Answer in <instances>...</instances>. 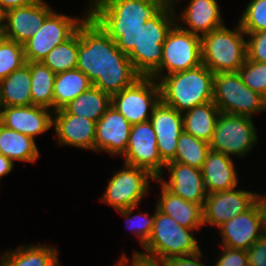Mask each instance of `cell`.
Masks as SVG:
<instances>
[{
    "instance_id": "6da1fadb",
    "label": "cell",
    "mask_w": 266,
    "mask_h": 266,
    "mask_svg": "<svg viewBox=\"0 0 266 266\" xmlns=\"http://www.w3.org/2000/svg\"><path fill=\"white\" fill-rule=\"evenodd\" d=\"M76 68L88 77L92 86L110 97L141 77L128 55L90 15L78 26Z\"/></svg>"
},
{
    "instance_id": "7a4b0ae2",
    "label": "cell",
    "mask_w": 266,
    "mask_h": 266,
    "mask_svg": "<svg viewBox=\"0 0 266 266\" xmlns=\"http://www.w3.org/2000/svg\"><path fill=\"white\" fill-rule=\"evenodd\" d=\"M89 15L126 55L139 44L147 20L155 17L170 0H89Z\"/></svg>"
},
{
    "instance_id": "3957f363",
    "label": "cell",
    "mask_w": 266,
    "mask_h": 266,
    "mask_svg": "<svg viewBox=\"0 0 266 266\" xmlns=\"http://www.w3.org/2000/svg\"><path fill=\"white\" fill-rule=\"evenodd\" d=\"M214 76L203 63L166 75L158 81L161 101L180 113L213 101Z\"/></svg>"
},
{
    "instance_id": "277c9868",
    "label": "cell",
    "mask_w": 266,
    "mask_h": 266,
    "mask_svg": "<svg viewBox=\"0 0 266 266\" xmlns=\"http://www.w3.org/2000/svg\"><path fill=\"white\" fill-rule=\"evenodd\" d=\"M225 25L201 37L202 63L214 74L238 72L247 59V39L240 24Z\"/></svg>"
},
{
    "instance_id": "5b68a950",
    "label": "cell",
    "mask_w": 266,
    "mask_h": 266,
    "mask_svg": "<svg viewBox=\"0 0 266 266\" xmlns=\"http://www.w3.org/2000/svg\"><path fill=\"white\" fill-rule=\"evenodd\" d=\"M175 7L170 1L155 17L147 20L139 44L128 54L135 71L142 77H150L160 67L163 43L177 23Z\"/></svg>"
},
{
    "instance_id": "8992f818",
    "label": "cell",
    "mask_w": 266,
    "mask_h": 266,
    "mask_svg": "<svg viewBox=\"0 0 266 266\" xmlns=\"http://www.w3.org/2000/svg\"><path fill=\"white\" fill-rule=\"evenodd\" d=\"M193 229L181 226L173 218L155 209L151 235L143 254L165 260L173 256L196 253L201 250Z\"/></svg>"
},
{
    "instance_id": "52a82bcc",
    "label": "cell",
    "mask_w": 266,
    "mask_h": 266,
    "mask_svg": "<svg viewBox=\"0 0 266 266\" xmlns=\"http://www.w3.org/2000/svg\"><path fill=\"white\" fill-rule=\"evenodd\" d=\"M213 102L225 114L252 118L266 111V98L248 88L239 72L215 74Z\"/></svg>"
},
{
    "instance_id": "ba28073f",
    "label": "cell",
    "mask_w": 266,
    "mask_h": 266,
    "mask_svg": "<svg viewBox=\"0 0 266 266\" xmlns=\"http://www.w3.org/2000/svg\"><path fill=\"white\" fill-rule=\"evenodd\" d=\"M200 64H202L201 37L182 29L176 23L163 43L160 67L150 77L159 81L166 75L186 71Z\"/></svg>"
},
{
    "instance_id": "9c48e42d",
    "label": "cell",
    "mask_w": 266,
    "mask_h": 266,
    "mask_svg": "<svg viewBox=\"0 0 266 266\" xmlns=\"http://www.w3.org/2000/svg\"><path fill=\"white\" fill-rule=\"evenodd\" d=\"M256 131L251 117L220 113L210 150L243 158L258 141Z\"/></svg>"
},
{
    "instance_id": "30bf717a",
    "label": "cell",
    "mask_w": 266,
    "mask_h": 266,
    "mask_svg": "<svg viewBox=\"0 0 266 266\" xmlns=\"http://www.w3.org/2000/svg\"><path fill=\"white\" fill-rule=\"evenodd\" d=\"M122 168L112 175L101 196L102 202L115 210L140 205L150 188L149 181L157 179L149 171L140 167L124 164Z\"/></svg>"
},
{
    "instance_id": "8fae6325",
    "label": "cell",
    "mask_w": 266,
    "mask_h": 266,
    "mask_svg": "<svg viewBox=\"0 0 266 266\" xmlns=\"http://www.w3.org/2000/svg\"><path fill=\"white\" fill-rule=\"evenodd\" d=\"M85 10L81 18L63 15L54 10L33 37L23 44L26 62H42L55 46L69 39L89 15V8Z\"/></svg>"
},
{
    "instance_id": "7c38bea8",
    "label": "cell",
    "mask_w": 266,
    "mask_h": 266,
    "mask_svg": "<svg viewBox=\"0 0 266 266\" xmlns=\"http://www.w3.org/2000/svg\"><path fill=\"white\" fill-rule=\"evenodd\" d=\"M160 100V86L157 80L141 76L132 85L114 94L111 97V105L133 125L149 121L154 107Z\"/></svg>"
},
{
    "instance_id": "4fadbf2b",
    "label": "cell",
    "mask_w": 266,
    "mask_h": 266,
    "mask_svg": "<svg viewBox=\"0 0 266 266\" xmlns=\"http://www.w3.org/2000/svg\"><path fill=\"white\" fill-rule=\"evenodd\" d=\"M124 164L149 171L157 179L163 176L166 163L159 155L156 133L150 121L131 126Z\"/></svg>"
},
{
    "instance_id": "5bb4252c",
    "label": "cell",
    "mask_w": 266,
    "mask_h": 266,
    "mask_svg": "<svg viewBox=\"0 0 266 266\" xmlns=\"http://www.w3.org/2000/svg\"><path fill=\"white\" fill-rule=\"evenodd\" d=\"M218 229L222 246L247 251L266 233L260 204L256 201L247 211L228 220Z\"/></svg>"
},
{
    "instance_id": "9a60e30c",
    "label": "cell",
    "mask_w": 266,
    "mask_h": 266,
    "mask_svg": "<svg viewBox=\"0 0 266 266\" xmlns=\"http://www.w3.org/2000/svg\"><path fill=\"white\" fill-rule=\"evenodd\" d=\"M257 194L238 188L207 194L203 206L204 225L220 227L247 211L257 201Z\"/></svg>"
},
{
    "instance_id": "2e32d148",
    "label": "cell",
    "mask_w": 266,
    "mask_h": 266,
    "mask_svg": "<svg viewBox=\"0 0 266 266\" xmlns=\"http://www.w3.org/2000/svg\"><path fill=\"white\" fill-rule=\"evenodd\" d=\"M53 11L44 0L7 10L3 37L23 45L33 37Z\"/></svg>"
},
{
    "instance_id": "e0dca14e",
    "label": "cell",
    "mask_w": 266,
    "mask_h": 266,
    "mask_svg": "<svg viewBox=\"0 0 266 266\" xmlns=\"http://www.w3.org/2000/svg\"><path fill=\"white\" fill-rule=\"evenodd\" d=\"M131 124L113 105L96 122L94 152L121 156L126 152Z\"/></svg>"
},
{
    "instance_id": "ac0fdd59",
    "label": "cell",
    "mask_w": 266,
    "mask_h": 266,
    "mask_svg": "<svg viewBox=\"0 0 266 266\" xmlns=\"http://www.w3.org/2000/svg\"><path fill=\"white\" fill-rule=\"evenodd\" d=\"M149 121L156 133L160 157L165 163L170 162L176 155L178 139L184 131L182 113L160 100Z\"/></svg>"
},
{
    "instance_id": "d6986e66",
    "label": "cell",
    "mask_w": 266,
    "mask_h": 266,
    "mask_svg": "<svg viewBox=\"0 0 266 266\" xmlns=\"http://www.w3.org/2000/svg\"><path fill=\"white\" fill-rule=\"evenodd\" d=\"M166 169L170 175L169 181L160 176L156 182H161L168 190L186 201L203 207L207 192L201 169L178 162H167Z\"/></svg>"
},
{
    "instance_id": "ffe728a7",
    "label": "cell",
    "mask_w": 266,
    "mask_h": 266,
    "mask_svg": "<svg viewBox=\"0 0 266 266\" xmlns=\"http://www.w3.org/2000/svg\"><path fill=\"white\" fill-rule=\"evenodd\" d=\"M53 113V110L37 105L2 107L0 123L35 140L53 127Z\"/></svg>"
},
{
    "instance_id": "44dd1931",
    "label": "cell",
    "mask_w": 266,
    "mask_h": 266,
    "mask_svg": "<svg viewBox=\"0 0 266 266\" xmlns=\"http://www.w3.org/2000/svg\"><path fill=\"white\" fill-rule=\"evenodd\" d=\"M53 127L59 145H69L94 152L96 122L67 113L63 108L53 113Z\"/></svg>"
},
{
    "instance_id": "7402d4cb",
    "label": "cell",
    "mask_w": 266,
    "mask_h": 266,
    "mask_svg": "<svg viewBox=\"0 0 266 266\" xmlns=\"http://www.w3.org/2000/svg\"><path fill=\"white\" fill-rule=\"evenodd\" d=\"M221 15L217 0H190L185 9L179 13L180 17L176 16V22L182 29L202 37L224 26Z\"/></svg>"
},
{
    "instance_id": "603a6c76",
    "label": "cell",
    "mask_w": 266,
    "mask_h": 266,
    "mask_svg": "<svg viewBox=\"0 0 266 266\" xmlns=\"http://www.w3.org/2000/svg\"><path fill=\"white\" fill-rule=\"evenodd\" d=\"M232 157L209 150L201 168L207 194L238 187V176Z\"/></svg>"
},
{
    "instance_id": "cb8c5ba5",
    "label": "cell",
    "mask_w": 266,
    "mask_h": 266,
    "mask_svg": "<svg viewBox=\"0 0 266 266\" xmlns=\"http://www.w3.org/2000/svg\"><path fill=\"white\" fill-rule=\"evenodd\" d=\"M161 191L158 195L156 208L165 215L173 218L181 226L198 230L204 226L203 207L188 202L168 190L161 182Z\"/></svg>"
},
{
    "instance_id": "d4e9b609",
    "label": "cell",
    "mask_w": 266,
    "mask_h": 266,
    "mask_svg": "<svg viewBox=\"0 0 266 266\" xmlns=\"http://www.w3.org/2000/svg\"><path fill=\"white\" fill-rule=\"evenodd\" d=\"M11 250V251H10ZM0 255V266H59L56 247L31 244L18 246Z\"/></svg>"
},
{
    "instance_id": "484cf974",
    "label": "cell",
    "mask_w": 266,
    "mask_h": 266,
    "mask_svg": "<svg viewBox=\"0 0 266 266\" xmlns=\"http://www.w3.org/2000/svg\"><path fill=\"white\" fill-rule=\"evenodd\" d=\"M0 101L2 107L32 105L31 72L27 64L0 81Z\"/></svg>"
},
{
    "instance_id": "4316f807",
    "label": "cell",
    "mask_w": 266,
    "mask_h": 266,
    "mask_svg": "<svg viewBox=\"0 0 266 266\" xmlns=\"http://www.w3.org/2000/svg\"><path fill=\"white\" fill-rule=\"evenodd\" d=\"M220 110L213 101L182 113L184 132L210 143Z\"/></svg>"
},
{
    "instance_id": "83f0119b",
    "label": "cell",
    "mask_w": 266,
    "mask_h": 266,
    "mask_svg": "<svg viewBox=\"0 0 266 266\" xmlns=\"http://www.w3.org/2000/svg\"><path fill=\"white\" fill-rule=\"evenodd\" d=\"M35 140L0 123V153L14 161L33 163L40 153Z\"/></svg>"
},
{
    "instance_id": "f1b7e54d",
    "label": "cell",
    "mask_w": 266,
    "mask_h": 266,
    "mask_svg": "<svg viewBox=\"0 0 266 266\" xmlns=\"http://www.w3.org/2000/svg\"><path fill=\"white\" fill-rule=\"evenodd\" d=\"M92 86L88 77L77 68L56 74L54 79V111L63 108Z\"/></svg>"
},
{
    "instance_id": "f546056e",
    "label": "cell",
    "mask_w": 266,
    "mask_h": 266,
    "mask_svg": "<svg viewBox=\"0 0 266 266\" xmlns=\"http://www.w3.org/2000/svg\"><path fill=\"white\" fill-rule=\"evenodd\" d=\"M111 105V97L99 88L91 86L63 109L72 115L86 117L97 122Z\"/></svg>"
},
{
    "instance_id": "4dcf8cb0",
    "label": "cell",
    "mask_w": 266,
    "mask_h": 266,
    "mask_svg": "<svg viewBox=\"0 0 266 266\" xmlns=\"http://www.w3.org/2000/svg\"><path fill=\"white\" fill-rule=\"evenodd\" d=\"M31 72L32 105L54 111L53 86L56 74L42 62H26Z\"/></svg>"
},
{
    "instance_id": "1f68e13d",
    "label": "cell",
    "mask_w": 266,
    "mask_h": 266,
    "mask_svg": "<svg viewBox=\"0 0 266 266\" xmlns=\"http://www.w3.org/2000/svg\"><path fill=\"white\" fill-rule=\"evenodd\" d=\"M77 62L78 28L69 39L55 46L42 61L55 74L75 69Z\"/></svg>"
},
{
    "instance_id": "d6a6232c",
    "label": "cell",
    "mask_w": 266,
    "mask_h": 266,
    "mask_svg": "<svg viewBox=\"0 0 266 266\" xmlns=\"http://www.w3.org/2000/svg\"><path fill=\"white\" fill-rule=\"evenodd\" d=\"M209 150V143L183 131L178 139L176 155L170 162L201 169Z\"/></svg>"
},
{
    "instance_id": "836d02e7",
    "label": "cell",
    "mask_w": 266,
    "mask_h": 266,
    "mask_svg": "<svg viewBox=\"0 0 266 266\" xmlns=\"http://www.w3.org/2000/svg\"><path fill=\"white\" fill-rule=\"evenodd\" d=\"M26 64L22 44L0 38V81Z\"/></svg>"
},
{
    "instance_id": "e575fe53",
    "label": "cell",
    "mask_w": 266,
    "mask_h": 266,
    "mask_svg": "<svg viewBox=\"0 0 266 266\" xmlns=\"http://www.w3.org/2000/svg\"><path fill=\"white\" fill-rule=\"evenodd\" d=\"M137 207L138 206H134L116 211L121 213V215L126 218V221L128 222L127 226H129V231L137 236L140 246H142L143 248L152 232L155 220V211L153 214H150L152 215L151 217H149L150 215L147 212L141 214L139 213L133 216L132 213L134 210H136Z\"/></svg>"
},
{
    "instance_id": "d590c367",
    "label": "cell",
    "mask_w": 266,
    "mask_h": 266,
    "mask_svg": "<svg viewBox=\"0 0 266 266\" xmlns=\"http://www.w3.org/2000/svg\"><path fill=\"white\" fill-rule=\"evenodd\" d=\"M238 23L245 33L266 30V0H250Z\"/></svg>"
},
{
    "instance_id": "8d00e7d4",
    "label": "cell",
    "mask_w": 266,
    "mask_h": 266,
    "mask_svg": "<svg viewBox=\"0 0 266 266\" xmlns=\"http://www.w3.org/2000/svg\"><path fill=\"white\" fill-rule=\"evenodd\" d=\"M238 72L248 88L266 98V63L246 59Z\"/></svg>"
},
{
    "instance_id": "74e56055",
    "label": "cell",
    "mask_w": 266,
    "mask_h": 266,
    "mask_svg": "<svg viewBox=\"0 0 266 266\" xmlns=\"http://www.w3.org/2000/svg\"><path fill=\"white\" fill-rule=\"evenodd\" d=\"M247 38V59L266 63V30L245 33Z\"/></svg>"
},
{
    "instance_id": "f35d334b",
    "label": "cell",
    "mask_w": 266,
    "mask_h": 266,
    "mask_svg": "<svg viewBox=\"0 0 266 266\" xmlns=\"http://www.w3.org/2000/svg\"><path fill=\"white\" fill-rule=\"evenodd\" d=\"M221 255L215 260L214 266H249L247 251L221 246Z\"/></svg>"
},
{
    "instance_id": "ab89813d",
    "label": "cell",
    "mask_w": 266,
    "mask_h": 266,
    "mask_svg": "<svg viewBox=\"0 0 266 266\" xmlns=\"http://www.w3.org/2000/svg\"><path fill=\"white\" fill-rule=\"evenodd\" d=\"M131 261L132 264L129 263V258L125 254H122L120 259L115 263V266H164L163 260L157 259L156 257H152L135 250L133 251Z\"/></svg>"
},
{
    "instance_id": "60d3db41",
    "label": "cell",
    "mask_w": 266,
    "mask_h": 266,
    "mask_svg": "<svg viewBox=\"0 0 266 266\" xmlns=\"http://www.w3.org/2000/svg\"><path fill=\"white\" fill-rule=\"evenodd\" d=\"M247 260L249 266H266V233L247 250Z\"/></svg>"
},
{
    "instance_id": "b9f144b4",
    "label": "cell",
    "mask_w": 266,
    "mask_h": 266,
    "mask_svg": "<svg viewBox=\"0 0 266 266\" xmlns=\"http://www.w3.org/2000/svg\"><path fill=\"white\" fill-rule=\"evenodd\" d=\"M202 254V250H200L189 255L169 257L163 260L164 266H206L201 261Z\"/></svg>"
},
{
    "instance_id": "7bdbcfd3",
    "label": "cell",
    "mask_w": 266,
    "mask_h": 266,
    "mask_svg": "<svg viewBox=\"0 0 266 266\" xmlns=\"http://www.w3.org/2000/svg\"><path fill=\"white\" fill-rule=\"evenodd\" d=\"M36 0H0V4L7 11L34 3Z\"/></svg>"
},
{
    "instance_id": "ee69618b",
    "label": "cell",
    "mask_w": 266,
    "mask_h": 266,
    "mask_svg": "<svg viewBox=\"0 0 266 266\" xmlns=\"http://www.w3.org/2000/svg\"><path fill=\"white\" fill-rule=\"evenodd\" d=\"M13 168L14 163L9 158L0 153V180L5 175H8V173H10Z\"/></svg>"
},
{
    "instance_id": "f6af8a7d",
    "label": "cell",
    "mask_w": 266,
    "mask_h": 266,
    "mask_svg": "<svg viewBox=\"0 0 266 266\" xmlns=\"http://www.w3.org/2000/svg\"><path fill=\"white\" fill-rule=\"evenodd\" d=\"M257 201L260 204V207L262 209L265 224H266V194L264 196L257 194Z\"/></svg>"
},
{
    "instance_id": "bcb514c9",
    "label": "cell",
    "mask_w": 266,
    "mask_h": 266,
    "mask_svg": "<svg viewBox=\"0 0 266 266\" xmlns=\"http://www.w3.org/2000/svg\"><path fill=\"white\" fill-rule=\"evenodd\" d=\"M6 20V10L0 4V30H3Z\"/></svg>"
},
{
    "instance_id": "7dc6e473",
    "label": "cell",
    "mask_w": 266,
    "mask_h": 266,
    "mask_svg": "<svg viewBox=\"0 0 266 266\" xmlns=\"http://www.w3.org/2000/svg\"><path fill=\"white\" fill-rule=\"evenodd\" d=\"M170 1H171L172 5L175 6L176 3H177L179 0H170Z\"/></svg>"
},
{
    "instance_id": "c3c4849f",
    "label": "cell",
    "mask_w": 266,
    "mask_h": 266,
    "mask_svg": "<svg viewBox=\"0 0 266 266\" xmlns=\"http://www.w3.org/2000/svg\"><path fill=\"white\" fill-rule=\"evenodd\" d=\"M1 114H2V105H1V101H0V121H1Z\"/></svg>"
},
{
    "instance_id": "681fc988",
    "label": "cell",
    "mask_w": 266,
    "mask_h": 266,
    "mask_svg": "<svg viewBox=\"0 0 266 266\" xmlns=\"http://www.w3.org/2000/svg\"><path fill=\"white\" fill-rule=\"evenodd\" d=\"M3 36V34H2V30H0V38Z\"/></svg>"
}]
</instances>
